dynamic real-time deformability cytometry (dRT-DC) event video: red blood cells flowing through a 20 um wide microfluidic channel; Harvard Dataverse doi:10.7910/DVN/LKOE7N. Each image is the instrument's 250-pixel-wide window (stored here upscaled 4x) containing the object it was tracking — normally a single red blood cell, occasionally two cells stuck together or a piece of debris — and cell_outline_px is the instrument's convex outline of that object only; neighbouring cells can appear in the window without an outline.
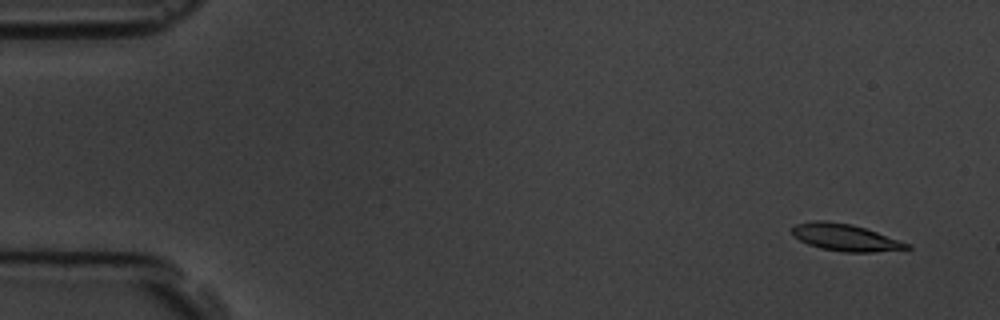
{"species": "common noctule bat (a hibernating species)", "species_latin": "Nyctalus noctula", "temperature_condition": "room temperature", "stored_images_in_passage": 4, "camera_frame_rate_fps": 3000, "um_per_image_px": 0.085, "animal": {"sex": "male", "body_mass_g": 19.5, "forearm_length_mm": 54.6}, "frame": {"image": 1, "passage_image": 1, "time_ms": 0.0, "image_size_px": [1000, 320], "cell_outline_px": [[912, 248], [872, 252], [844, 252], [820, 248], [808, 244], [792, 236], [792, 228], [796, 224], [816, 220], [828, 220], [852, 224], [912, 244]], "centroid_in_image_um": [71.84, 20.18], "position_along_channel_um": 13.2, "area_um2": 18.03}}